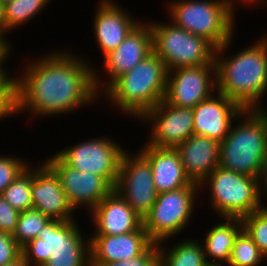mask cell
Here are the masks:
<instances>
[{
    "label": "cell",
    "mask_w": 267,
    "mask_h": 266,
    "mask_svg": "<svg viewBox=\"0 0 267 266\" xmlns=\"http://www.w3.org/2000/svg\"><path fill=\"white\" fill-rule=\"evenodd\" d=\"M138 151L151 164L154 186L158 193L177 190L192 183L185 173L176 149L157 148L145 142Z\"/></svg>",
    "instance_id": "cell-22"
},
{
    "label": "cell",
    "mask_w": 267,
    "mask_h": 266,
    "mask_svg": "<svg viewBox=\"0 0 267 266\" xmlns=\"http://www.w3.org/2000/svg\"><path fill=\"white\" fill-rule=\"evenodd\" d=\"M91 266L141 255L153 242L143 224L135 231L120 235H90Z\"/></svg>",
    "instance_id": "cell-19"
},
{
    "label": "cell",
    "mask_w": 267,
    "mask_h": 266,
    "mask_svg": "<svg viewBox=\"0 0 267 266\" xmlns=\"http://www.w3.org/2000/svg\"><path fill=\"white\" fill-rule=\"evenodd\" d=\"M19 213L18 210L13 208L6 199L0 195V231L13 234Z\"/></svg>",
    "instance_id": "cell-34"
},
{
    "label": "cell",
    "mask_w": 267,
    "mask_h": 266,
    "mask_svg": "<svg viewBox=\"0 0 267 266\" xmlns=\"http://www.w3.org/2000/svg\"><path fill=\"white\" fill-rule=\"evenodd\" d=\"M49 3L51 0H13L4 5L5 38L11 30L34 19Z\"/></svg>",
    "instance_id": "cell-25"
},
{
    "label": "cell",
    "mask_w": 267,
    "mask_h": 266,
    "mask_svg": "<svg viewBox=\"0 0 267 266\" xmlns=\"http://www.w3.org/2000/svg\"><path fill=\"white\" fill-rule=\"evenodd\" d=\"M12 47L13 46L11 44V40H7V38L0 37V72L10 71L5 68L6 66L4 65L6 64L4 63L8 60L9 56L12 55Z\"/></svg>",
    "instance_id": "cell-35"
},
{
    "label": "cell",
    "mask_w": 267,
    "mask_h": 266,
    "mask_svg": "<svg viewBox=\"0 0 267 266\" xmlns=\"http://www.w3.org/2000/svg\"><path fill=\"white\" fill-rule=\"evenodd\" d=\"M200 189L198 194L208 189L209 205L219 218H242L264 206L262 205L264 201L261 200L259 178L236 173L221 166H218L200 184Z\"/></svg>",
    "instance_id": "cell-7"
},
{
    "label": "cell",
    "mask_w": 267,
    "mask_h": 266,
    "mask_svg": "<svg viewBox=\"0 0 267 266\" xmlns=\"http://www.w3.org/2000/svg\"><path fill=\"white\" fill-rule=\"evenodd\" d=\"M100 266H159L158 243H152L141 255L135 258L102 263Z\"/></svg>",
    "instance_id": "cell-32"
},
{
    "label": "cell",
    "mask_w": 267,
    "mask_h": 266,
    "mask_svg": "<svg viewBox=\"0 0 267 266\" xmlns=\"http://www.w3.org/2000/svg\"><path fill=\"white\" fill-rule=\"evenodd\" d=\"M12 75L13 77L9 74V72H0V85L6 80H15L14 74Z\"/></svg>",
    "instance_id": "cell-39"
},
{
    "label": "cell",
    "mask_w": 267,
    "mask_h": 266,
    "mask_svg": "<svg viewBox=\"0 0 267 266\" xmlns=\"http://www.w3.org/2000/svg\"><path fill=\"white\" fill-rule=\"evenodd\" d=\"M31 166V194L33 208L51 220L75 219L74 209L69 204L59 177L43 161Z\"/></svg>",
    "instance_id": "cell-16"
},
{
    "label": "cell",
    "mask_w": 267,
    "mask_h": 266,
    "mask_svg": "<svg viewBox=\"0 0 267 266\" xmlns=\"http://www.w3.org/2000/svg\"><path fill=\"white\" fill-rule=\"evenodd\" d=\"M167 74L164 61L152 52L132 70L117 78L100 95V99L139 120L164 99Z\"/></svg>",
    "instance_id": "cell-3"
},
{
    "label": "cell",
    "mask_w": 267,
    "mask_h": 266,
    "mask_svg": "<svg viewBox=\"0 0 267 266\" xmlns=\"http://www.w3.org/2000/svg\"><path fill=\"white\" fill-rule=\"evenodd\" d=\"M22 255L12 234L0 231V266L14 262Z\"/></svg>",
    "instance_id": "cell-33"
},
{
    "label": "cell",
    "mask_w": 267,
    "mask_h": 266,
    "mask_svg": "<svg viewBox=\"0 0 267 266\" xmlns=\"http://www.w3.org/2000/svg\"><path fill=\"white\" fill-rule=\"evenodd\" d=\"M19 156L0 155V195L31 163Z\"/></svg>",
    "instance_id": "cell-30"
},
{
    "label": "cell",
    "mask_w": 267,
    "mask_h": 266,
    "mask_svg": "<svg viewBox=\"0 0 267 266\" xmlns=\"http://www.w3.org/2000/svg\"><path fill=\"white\" fill-rule=\"evenodd\" d=\"M14 115H17L16 84L15 80H6L0 85V119Z\"/></svg>",
    "instance_id": "cell-31"
},
{
    "label": "cell",
    "mask_w": 267,
    "mask_h": 266,
    "mask_svg": "<svg viewBox=\"0 0 267 266\" xmlns=\"http://www.w3.org/2000/svg\"><path fill=\"white\" fill-rule=\"evenodd\" d=\"M78 227L75 219L51 220L21 249L22 256L30 266H91L90 238Z\"/></svg>",
    "instance_id": "cell-5"
},
{
    "label": "cell",
    "mask_w": 267,
    "mask_h": 266,
    "mask_svg": "<svg viewBox=\"0 0 267 266\" xmlns=\"http://www.w3.org/2000/svg\"><path fill=\"white\" fill-rule=\"evenodd\" d=\"M219 150V166L260 179L267 158V110H243Z\"/></svg>",
    "instance_id": "cell-4"
},
{
    "label": "cell",
    "mask_w": 267,
    "mask_h": 266,
    "mask_svg": "<svg viewBox=\"0 0 267 266\" xmlns=\"http://www.w3.org/2000/svg\"><path fill=\"white\" fill-rule=\"evenodd\" d=\"M199 190L200 185L192 182L177 190L158 193L151 211L143 219L144 229L153 243L168 242L188 228Z\"/></svg>",
    "instance_id": "cell-9"
},
{
    "label": "cell",
    "mask_w": 267,
    "mask_h": 266,
    "mask_svg": "<svg viewBox=\"0 0 267 266\" xmlns=\"http://www.w3.org/2000/svg\"><path fill=\"white\" fill-rule=\"evenodd\" d=\"M97 136L87 141L72 144L56 154L68 165L82 173H92L104 177L115 187L120 161L125 147L116 143V138Z\"/></svg>",
    "instance_id": "cell-10"
},
{
    "label": "cell",
    "mask_w": 267,
    "mask_h": 266,
    "mask_svg": "<svg viewBox=\"0 0 267 266\" xmlns=\"http://www.w3.org/2000/svg\"><path fill=\"white\" fill-rule=\"evenodd\" d=\"M207 266H226V265L208 264Z\"/></svg>",
    "instance_id": "cell-42"
},
{
    "label": "cell",
    "mask_w": 267,
    "mask_h": 266,
    "mask_svg": "<svg viewBox=\"0 0 267 266\" xmlns=\"http://www.w3.org/2000/svg\"><path fill=\"white\" fill-rule=\"evenodd\" d=\"M118 4L115 0H100L95 8L92 30L102 57L116 49L140 21Z\"/></svg>",
    "instance_id": "cell-18"
},
{
    "label": "cell",
    "mask_w": 267,
    "mask_h": 266,
    "mask_svg": "<svg viewBox=\"0 0 267 266\" xmlns=\"http://www.w3.org/2000/svg\"><path fill=\"white\" fill-rule=\"evenodd\" d=\"M6 266H30L26 259L21 255L14 262L7 264Z\"/></svg>",
    "instance_id": "cell-38"
},
{
    "label": "cell",
    "mask_w": 267,
    "mask_h": 266,
    "mask_svg": "<svg viewBox=\"0 0 267 266\" xmlns=\"http://www.w3.org/2000/svg\"><path fill=\"white\" fill-rule=\"evenodd\" d=\"M217 91L215 61L211 64L169 70L164 100L170 105L194 108Z\"/></svg>",
    "instance_id": "cell-14"
},
{
    "label": "cell",
    "mask_w": 267,
    "mask_h": 266,
    "mask_svg": "<svg viewBox=\"0 0 267 266\" xmlns=\"http://www.w3.org/2000/svg\"><path fill=\"white\" fill-rule=\"evenodd\" d=\"M193 109V134L205 136L219 143L228 135L232 123L243 109L227 96L216 91Z\"/></svg>",
    "instance_id": "cell-17"
},
{
    "label": "cell",
    "mask_w": 267,
    "mask_h": 266,
    "mask_svg": "<svg viewBox=\"0 0 267 266\" xmlns=\"http://www.w3.org/2000/svg\"><path fill=\"white\" fill-rule=\"evenodd\" d=\"M220 218L221 221L206 231L204 241L200 240L208 264H228L235 238L243 229L239 217Z\"/></svg>",
    "instance_id": "cell-23"
},
{
    "label": "cell",
    "mask_w": 267,
    "mask_h": 266,
    "mask_svg": "<svg viewBox=\"0 0 267 266\" xmlns=\"http://www.w3.org/2000/svg\"><path fill=\"white\" fill-rule=\"evenodd\" d=\"M152 52L151 25L143 19L133 27L116 49L102 58L105 75H108L104 78L106 80H102L98 70L94 68V82L98 94L101 95L117 78L132 70Z\"/></svg>",
    "instance_id": "cell-12"
},
{
    "label": "cell",
    "mask_w": 267,
    "mask_h": 266,
    "mask_svg": "<svg viewBox=\"0 0 267 266\" xmlns=\"http://www.w3.org/2000/svg\"><path fill=\"white\" fill-rule=\"evenodd\" d=\"M51 219L37 209H29L19 213L15 231L12 236L22 249L33 239L37 238L38 232L46 226Z\"/></svg>",
    "instance_id": "cell-26"
},
{
    "label": "cell",
    "mask_w": 267,
    "mask_h": 266,
    "mask_svg": "<svg viewBox=\"0 0 267 266\" xmlns=\"http://www.w3.org/2000/svg\"><path fill=\"white\" fill-rule=\"evenodd\" d=\"M89 215L95 227L91 235L125 234L143 224V219L115 190L104 197Z\"/></svg>",
    "instance_id": "cell-20"
},
{
    "label": "cell",
    "mask_w": 267,
    "mask_h": 266,
    "mask_svg": "<svg viewBox=\"0 0 267 266\" xmlns=\"http://www.w3.org/2000/svg\"><path fill=\"white\" fill-rule=\"evenodd\" d=\"M136 151L134 154L124 151L114 190L144 219L151 211L158 192L154 186L149 160L140 151Z\"/></svg>",
    "instance_id": "cell-11"
},
{
    "label": "cell",
    "mask_w": 267,
    "mask_h": 266,
    "mask_svg": "<svg viewBox=\"0 0 267 266\" xmlns=\"http://www.w3.org/2000/svg\"><path fill=\"white\" fill-rule=\"evenodd\" d=\"M219 149L217 140L194 134L176 148L191 182L200 185L219 166Z\"/></svg>",
    "instance_id": "cell-21"
},
{
    "label": "cell",
    "mask_w": 267,
    "mask_h": 266,
    "mask_svg": "<svg viewBox=\"0 0 267 266\" xmlns=\"http://www.w3.org/2000/svg\"><path fill=\"white\" fill-rule=\"evenodd\" d=\"M238 3L246 6L242 0H172L165 7L174 25L218 48L234 35Z\"/></svg>",
    "instance_id": "cell-6"
},
{
    "label": "cell",
    "mask_w": 267,
    "mask_h": 266,
    "mask_svg": "<svg viewBox=\"0 0 267 266\" xmlns=\"http://www.w3.org/2000/svg\"><path fill=\"white\" fill-rule=\"evenodd\" d=\"M4 5L0 2V37L5 38Z\"/></svg>",
    "instance_id": "cell-37"
},
{
    "label": "cell",
    "mask_w": 267,
    "mask_h": 266,
    "mask_svg": "<svg viewBox=\"0 0 267 266\" xmlns=\"http://www.w3.org/2000/svg\"><path fill=\"white\" fill-rule=\"evenodd\" d=\"M139 121L146 127L150 124L146 143L153 147L176 149L193 135V109L170 105L164 99Z\"/></svg>",
    "instance_id": "cell-13"
},
{
    "label": "cell",
    "mask_w": 267,
    "mask_h": 266,
    "mask_svg": "<svg viewBox=\"0 0 267 266\" xmlns=\"http://www.w3.org/2000/svg\"><path fill=\"white\" fill-rule=\"evenodd\" d=\"M233 38L216 48L217 91L243 110H267L262 102L267 92V34L226 57Z\"/></svg>",
    "instance_id": "cell-2"
},
{
    "label": "cell",
    "mask_w": 267,
    "mask_h": 266,
    "mask_svg": "<svg viewBox=\"0 0 267 266\" xmlns=\"http://www.w3.org/2000/svg\"><path fill=\"white\" fill-rule=\"evenodd\" d=\"M59 177L61 186L71 207L87 209L90 213L108 196L114 187L102 176L68 166L56 153L43 160Z\"/></svg>",
    "instance_id": "cell-15"
},
{
    "label": "cell",
    "mask_w": 267,
    "mask_h": 266,
    "mask_svg": "<svg viewBox=\"0 0 267 266\" xmlns=\"http://www.w3.org/2000/svg\"><path fill=\"white\" fill-rule=\"evenodd\" d=\"M242 1L247 5V7H248V5L249 6L250 5L255 6L257 3H258L257 5L262 4V3L265 4V2H263V1H266L267 2V0H242Z\"/></svg>",
    "instance_id": "cell-40"
},
{
    "label": "cell",
    "mask_w": 267,
    "mask_h": 266,
    "mask_svg": "<svg viewBox=\"0 0 267 266\" xmlns=\"http://www.w3.org/2000/svg\"><path fill=\"white\" fill-rule=\"evenodd\" d=\"M149 22L153 52L164 61L168 71L214 62L216 47L206 38L193 35L171 21L170 24L154 20Z\"/></svg>",
    "instance_id": "cell-8"
},
{
    "label": "cell",
    "mask_w": 267,
    "mask_h": 266,
    "mask_svg": "<svg viewBox=\"0 0 267 266\" xmlns=\"http://www.w3.org/2000/svg\"><path fill=\"white\" fill-rule=\"evenodd\" d=\"M243 229L267 257V206L241 218Z\"/></svg>",
    "instance_id": "cell-29"
},
{
    "label": "cell",
    "mask_w": 267,
    "mask_h": 266,
    "mask_svg": "<svg viewBox=\"0 0 267 266\" xmlns=\"http://www.w3.org/2000/svg\"><path fill=\"white\" fill-rule=\"evenodd\" d=\"M260 194H261V200L267 196V158L264 162L262 175L260 177ZM263 205L267 206L265 204Z\"/></svg>",
    "instance_id": "cell-36"
},
{
    "label": "cell",
    "mask_w": 267,
    "mask_h": 266,
    "mask_svg": "<svg viewBox=\"0 0 267 266\" xmlns=\"http://www.w3.org/2000/svg\"><path fill=\"white\" fill-rule=\"evenodd\" d=\"M11 1H13V0H0V2H1L3 5H6L7 3H10Z\"/></svg>",
    "instance_id": "cell-41"
},
{
    "label": "cell",
    "mask_w": 267,
    "mask_h": 266,
    "mask_svg": "<svg viewBox=\"0 0 267 266\" xmlns=\"http://www.w3.org/2000/svg\"><path fill=\"white\" fill-rule=\"evenodd\" d=\"M31 165L6 187L1 194L6 201L19 212L33 209L31 194Z\"/></svg>",
    "instance_id": "cell-28"
},
{
    "label": "cell",
    "mask_w": 267,
    "mask_h": 266,
    "mask_svg": "<svg viewBox=\"0 0 267 266\" xmlns=\"http://www.w3.org/2000/svg\"><path fill=\"white\" fill-rule=\"evenodd\" d=\"M266 256L242 229L235 238L228 266H259Z\"/></svg>",
    "instance_id": "cell-27"
},
{
    "label": "cell",
    "mask_w": 267,
    "mask_h": 266,
    "mask_svg": "<svg viewBox=\"0 0 267 266\" xmlns=\"http://www.w3.org/2000/svg\"><path fill=\"white\" fill-rule=\"evenodd\" d=\"M26 62L29 63L23 73L18 72L21 75L14 77L17 116L28 112L42 119L72 114L100 100L94 82L95 66L88 59L66 49H56Z\"/></svg>",
    "instance_id": "cell-1"
},
{
    "label": "cell",
    "mask_w": 267,
    "mask_h": 266,
    "mask_svg": "<svg viewBox=\"0 0 267 266\" xmlns=\"http://www.w3.org/2000/svg\"><path fill=\"white\" fill-rule=\"evenodd\" d=\"M165 241L158 243L159 266H207L201 242L194 239H181L167 248Z\"/></svg>",
    "instance_id": "cell-24"
}]
</instances>
